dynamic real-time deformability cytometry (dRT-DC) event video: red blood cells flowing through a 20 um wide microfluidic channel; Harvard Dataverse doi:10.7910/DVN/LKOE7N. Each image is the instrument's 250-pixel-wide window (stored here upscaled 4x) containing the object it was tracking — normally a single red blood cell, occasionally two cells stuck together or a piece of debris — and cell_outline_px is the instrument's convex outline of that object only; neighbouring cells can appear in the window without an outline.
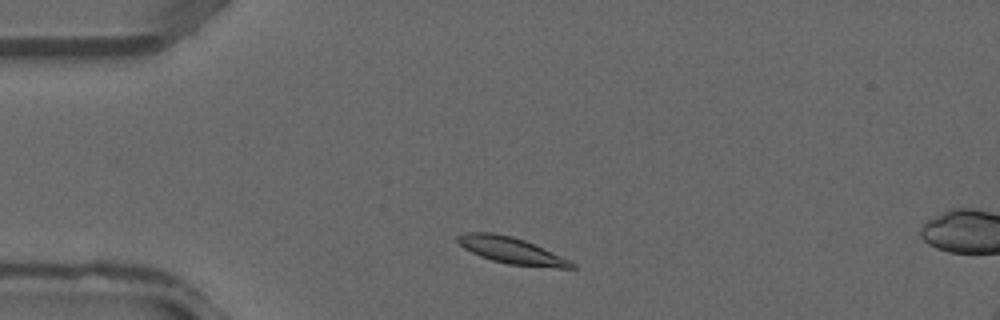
{"species": "common noctule bat (a hibernating species)", "species_latin": "Nyctalus noctula", "temperature_condition": "warm", "stored_images_in_passage": 5, "camera_frame_rate_fps": 3000, "um_per_image_px": 0.085, "animal": {"sex": "male", "forearm_length_mm": 52.5}, "frame": {"image": 1, "passage_image": 3, "time_ms": 0.667, "image_size_px": [1000, 320], "cell_outline_px": [[576, 268], [556, 268], [508, 264], [492, 260], [480, 256], [464, 248], [456, 240], [456, 236], [464, 232], [492, 232], [512, 236], [524, 240], [544, 248], [576, 264]], "centroid_in_image_um": [43.44, 21.28], "position_along_channel_um": 41.6, "area_um2": 17.51}}